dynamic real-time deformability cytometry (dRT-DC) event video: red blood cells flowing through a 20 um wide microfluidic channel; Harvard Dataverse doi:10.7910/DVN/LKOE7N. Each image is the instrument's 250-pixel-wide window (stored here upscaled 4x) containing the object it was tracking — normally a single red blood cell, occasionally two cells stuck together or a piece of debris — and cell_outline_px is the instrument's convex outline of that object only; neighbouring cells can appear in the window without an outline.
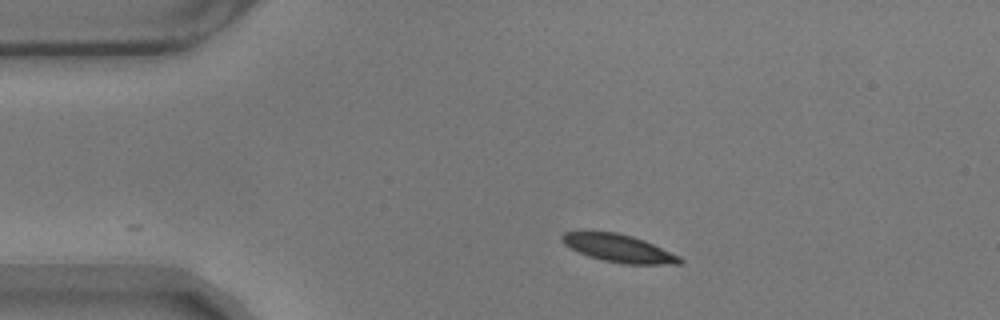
{"species": "common noctule bat (a hibernating species)", "species_latin": "Nyctalus noctula", "temperature_condition": "warm", "stored_images_in_passage": 26, "camera_frame_rate_fps": 3000, "um_per_image_px": 0.085, "animal": {"sex": "male", "body_mass_g": 17.9}, "frame": {"image": 1, "passage_image": 1, "time_ms": 0.0, "image_size_px": [1000, 320], "cell_outline_px": [[684, 260], [680, 264], [624, 264], [604, 260], [588, 256], [564, 244], [560, 240], [560, 236], [564, 232], [616, 232], [632, 236], [644, 240], [680, 256]], "centroid_in_image_um": [52.61, 21.11], "position_along_channel_um": 32.4, "area_um2": 18.84}}
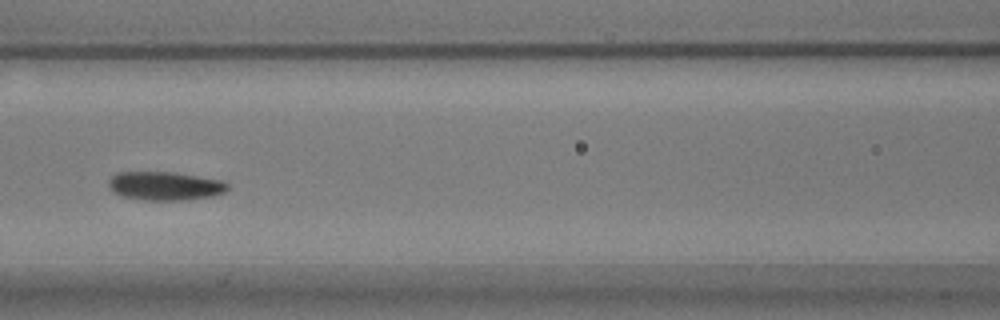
{"frame": {"image": 2, "passage_image": 15, "time_ms": 4.667, "image_size_px": [1000, 320], "cell_outline_px": [[228, 188], [224, 192], [212, 196], [188, 200], [144, 200], [124, 196], [112, 192], [108, 184], [108, 180], [116, 172], [176, 172], [220, 180], [228, 184]], "centroid_in_image_um": [14.0, 15.8], "position_along_channel_um": 152.6, "area_um2": 19.88}}
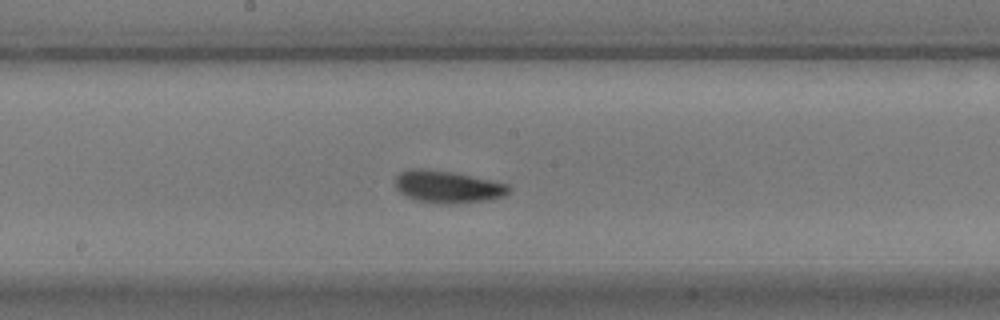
{"frame": {"image": 3, "passage_image": 20, "time_ms": 6.333, "image_size_px": [1000, 320], "cell_outline_px": [[512, 188], [504, 196], [488, 200], [452, 204], [440, 204], [416, 200], [400, 192], [396, 188], [396, 176], [400, 172], [408, 168], [424, 168], [452, 172], [508, 184]], "centroid_in_image_um": [38.04, 15.87], "position_along_channel_um": 210.2, "area_um2": 21.33}}